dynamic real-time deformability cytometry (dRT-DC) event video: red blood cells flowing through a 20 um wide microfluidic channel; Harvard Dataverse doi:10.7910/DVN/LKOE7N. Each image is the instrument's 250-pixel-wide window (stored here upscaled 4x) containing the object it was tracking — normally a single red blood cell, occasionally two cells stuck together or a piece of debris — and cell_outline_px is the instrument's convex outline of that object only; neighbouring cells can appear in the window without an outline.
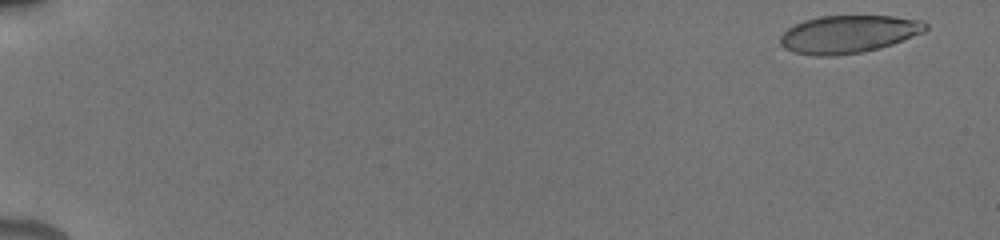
{"species": "human", "species_latin": "Homo sapiens", "temperature_condition": "cold", "stored_images_in_passage": 4, "camera_frame_rate_fps": 3000, "um_per_image_px": 0.085, "donor": {"sex": "male"}, "frame": {"image": 1, "passage_image": 3, "time_ms": 0.667, "image_size_px": [1000, 240], "cell_outline_px": [[928, 28], [924, 32], [892, 44], [880, 48], [860, 52], [836, 56], [812, 56], [792, 52], [784, 48], [780, 44], [780, 36], [788, 28], [804, 20], [820, 16], [892, 16], [924, 20], [928, 24]], "centroid_in_image_um": [72.12, 2.91], "position_along_channel_um": 12.9, "area_um2": 32.14}}